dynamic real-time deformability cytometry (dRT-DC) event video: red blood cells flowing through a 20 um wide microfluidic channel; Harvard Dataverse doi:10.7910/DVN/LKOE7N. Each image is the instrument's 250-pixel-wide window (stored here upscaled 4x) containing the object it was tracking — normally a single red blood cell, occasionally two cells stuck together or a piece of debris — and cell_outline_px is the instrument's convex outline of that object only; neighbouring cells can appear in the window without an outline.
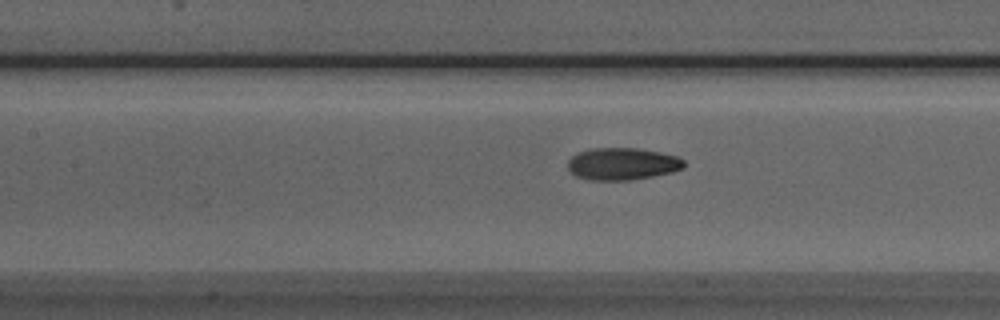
{"species": "Egyptian fruit bat (a non-hibernating species)", "species_latin": "Rousettus aegyptiacus", "temperature_condition": "room temperature", "stored_images_in_passage": 41, "camera_frame_rate_fps": 3000, "um_per_image_px": 0.085, "animal": {"sex": "male"}, "frame": {"image": 1, "passage_image": 12, "time_ms": 3.667, "image_size_px": [1000, 320], "cell_outline_px": [[684, 168], [672, 172], [652, 176], [628, 180], [588, 180], [576, 176], [568, 168], [568, 160], [572, 156], [580, 152], [592, 148], [636, 148], [660, 152], [676, 156], [684, 160]], "centroid_in_image_um": [52.9, 13.93], "position_along_channel_um": 154.5, "area_um2": 21.68}}
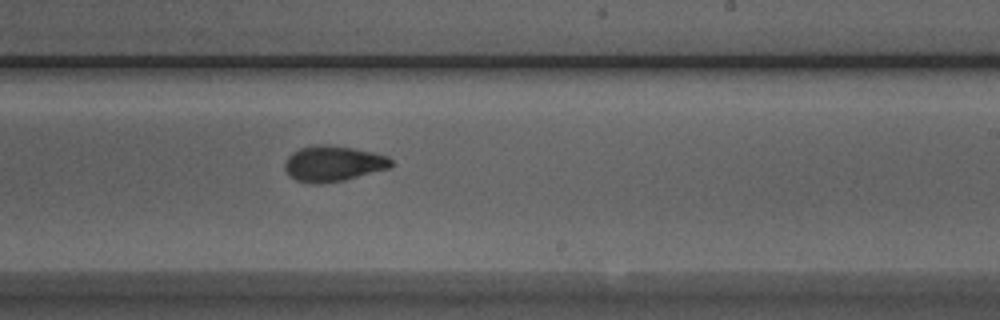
{"frame": {"image": 2, "passage_image": 20, "time_ms": 6.333, "image_size_px": [1000, 320], "cell_outline_px": [[392, 164], [388, 168], [344, 180], [320, 184], [312, 184], [296, 180], [288, 176], [284, 168], [284, 164], [288, 156], [292, 152], [300, 148], [312, 144], [328, 144], [352, 148], [372, 152], [388, 156], [392, 160]], "centroid_in_image_um": [28.26, 13.9], "position_along_channel_um": 260.7, "area_um2": 22.2}}
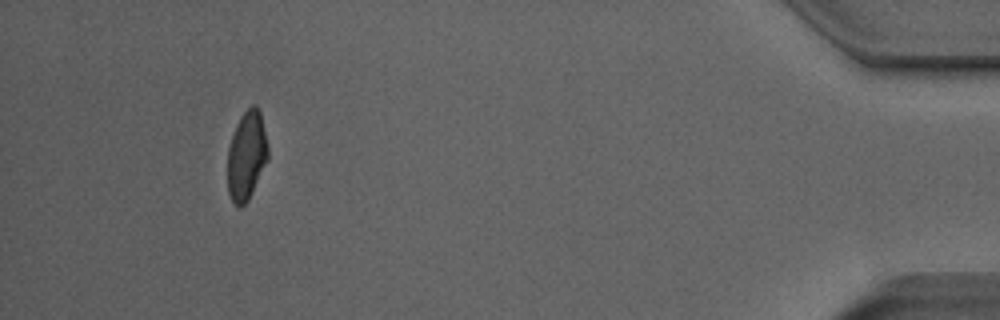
{"frame": {"image": 3, "passage_image": 37, "time_ms": 12.0, "image_size_px": [1000, 320], "cell_outline_px": [[268, 160], [248, 200], [240, 208], [232, 200], [228, 192], [228, 148], [236, 124], [240, 116], [252, 104], [256, 104], [260, 112], [268, 148]], "centroid_in_image_um": [20.96, 13.21], "position_along_channel_um": 414.2, "area_um2": 20.75}, "authors_computed_cell_mechanics": {"area_um2": 21.5594, "velocity_mm_per_s": 3.9937, "shape_relaxation_time_tau1_ms": 4.3133, "shape_relaxation_time_tau2_ms": 2.4436, "deformation_change_tau1": 0.1854, "deformation_change_tau2": 0.0539}}